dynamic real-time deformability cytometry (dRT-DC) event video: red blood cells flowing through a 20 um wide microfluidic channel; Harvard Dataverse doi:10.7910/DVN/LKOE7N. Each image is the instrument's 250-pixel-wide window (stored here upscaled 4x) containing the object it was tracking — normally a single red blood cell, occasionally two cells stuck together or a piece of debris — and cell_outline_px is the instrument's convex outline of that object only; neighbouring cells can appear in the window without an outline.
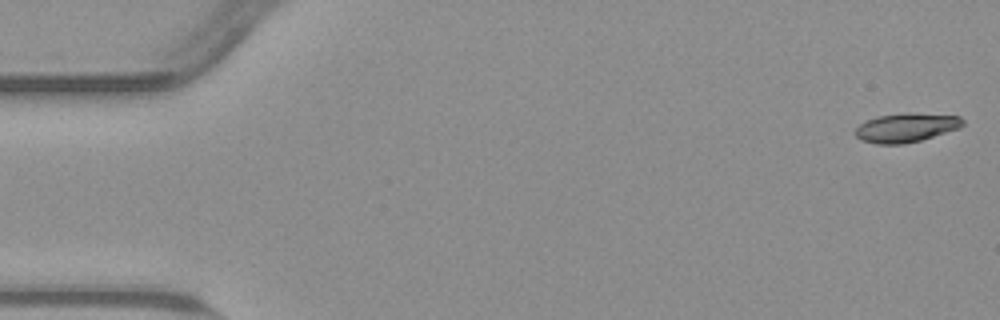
{"species": "common noctule bat (a hibernating species)", "species_latin": "Nyctalus noctula", "temperature_condition": "warm", "stored_images_in_passage": 54, "camera_frame_rate_fps": 3000, "um_per_image_px": 0.085, "animal": {"sex": "male", "body_mass_g": 23.1, "forearm_length_mm": 52.7}, "frame": {"image": 1, "passage_image": 1, "time_ms": 0.0, "image_size_px": [1000, 320], "cell_outline_px": [[964, 124], [960, 128], [920, 140], [900, 144], [876, 144], [860, 140], [852, 132], [860, 124], [876, 116], [904, 112], [912, 112], [960, 116], [964, 120]], "centroid_in_image_um": [77.0, 10.83], "position_along_channel_um": 8.0, "area_um2": 18.38}}
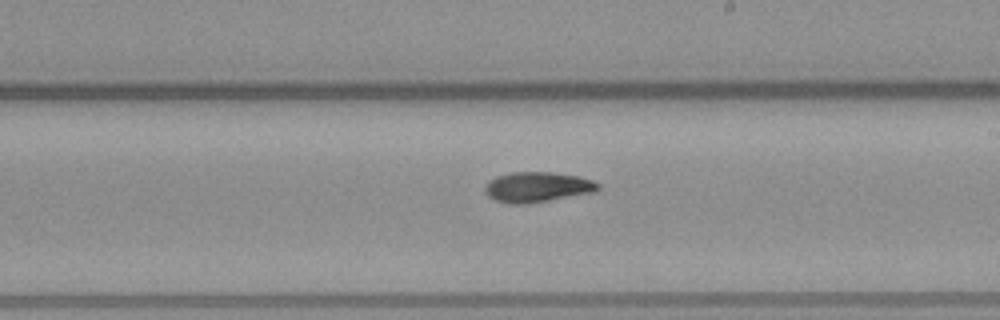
{"frame": {"image": 2, "passage_image": 31, "time_ms": 10.0, "image_size_px": [1000, 320], "cell_outline_px": [[600, 188], [596, 192], [528, 204], [508, 204], [496, 200], [488, 196], [484, 192], [484, 188], [488, 180], [496, 176], [512, 172], [552, 172], [580, 176], [592, 180], [600, 184]], "centroid_in_image_um": [45.68, 15.9], "position_along_channel_um": 243.3, "area_um2": 20.23}}
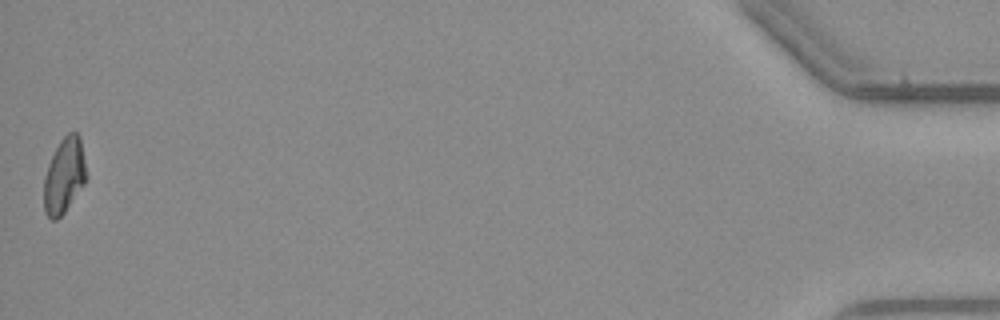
{"frame": {"image": 3, "passage_image": 54, "time_ms": 17.667, "image_size_px": [1000, 320], "cell_outline_px": [[88, 176], [84, 184], [64, 212], [56, 220], [52, 220], [44, 212], [44, 176], [48, 164], [60, 140], [68, 132], [76, 132], [80, 136]], "centroid_in_image_um": [5.47, 14.91], "position_along_channel_um": 429.7, "area_um2": 18.67}}